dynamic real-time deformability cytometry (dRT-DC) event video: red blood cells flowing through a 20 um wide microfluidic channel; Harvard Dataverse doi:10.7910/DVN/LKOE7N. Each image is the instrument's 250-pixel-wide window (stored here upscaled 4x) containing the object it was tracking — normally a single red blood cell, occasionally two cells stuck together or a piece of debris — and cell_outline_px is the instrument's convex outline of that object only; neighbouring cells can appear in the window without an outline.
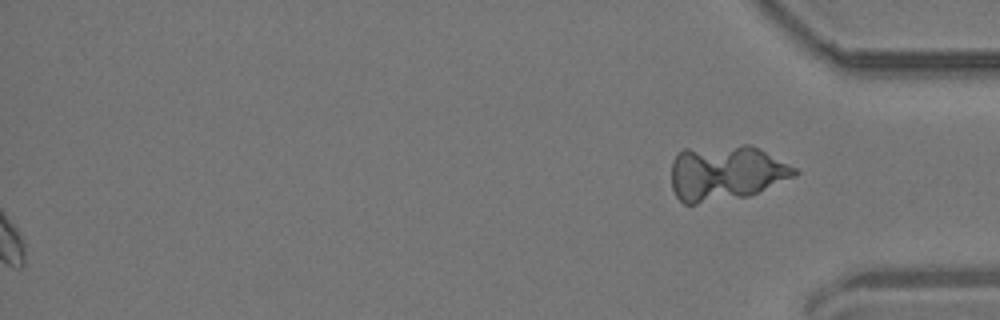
{"species": "common noctule bat (a hibernating species)", "species_latin": "Nyctalus noctula", "temperature_condition": "room temperature", "stored_images_in_passage": 58, "segment_of_instrument_passage": [2, 2], "camera_frame_rate_fps": 3000, "um_per_image_px": 0.085, "animal": {"sex": "male", "body_mass_g": 19.2, "forearm_length_mm": 51.8}, "frame": {"image": 1, "passage_image": 58, "time_ms": 19.0, "image_size_px": [1000, 320], "cell_outline_px": [[800, 172], [796, 176], [748, 196], [696, 204], [684, 204], [676, 196], [672, 188], [672, 160], [684, 148], [740, 144], [752, 144], [796, 168]], "centroid_in_image_um": [61.7, 14.68], "position_along_channel_um": 373.5, "area_um2": 40.06}}